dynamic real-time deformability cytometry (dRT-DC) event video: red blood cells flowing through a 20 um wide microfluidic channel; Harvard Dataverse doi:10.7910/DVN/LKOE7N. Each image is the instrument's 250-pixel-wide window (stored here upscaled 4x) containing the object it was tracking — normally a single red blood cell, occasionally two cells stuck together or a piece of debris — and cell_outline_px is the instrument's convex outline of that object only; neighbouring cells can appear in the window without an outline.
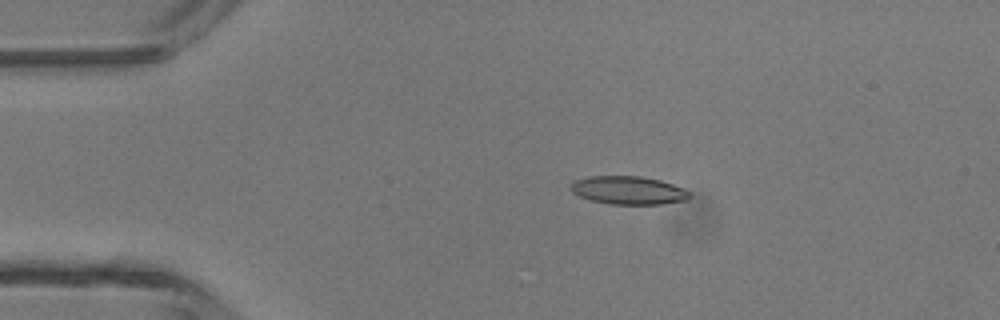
{"species": "common noctule bat (a hibernating species)", "species_latin": "Nyctalus noctula", "temperature_condition": "room temperature", "stored_images_in_passage": 46, "camera_frame_rate_fps": 3000, "um_per_image_px": 0.085, "animal": {"sex": "male", "body_mass_g": 13.3}, "frame": {"image": 1, "passage_image": 9, "time_ms": 2.667, "image_size_px": [1000, 320], "cell_outline_px": [[692, 196], [688, 200], [660, 204], [608, 204], [592, 200], [580, 196], [572, 192], [568, 188], [568, 184], [572, 180], [588, 176], [640, 176], [660, 180], [684, 188], [692, 192]], "centroid_in_image_um": [53.4, 16.17], "position_along_channel_um": 31.6, "area_um2": 19.88}}
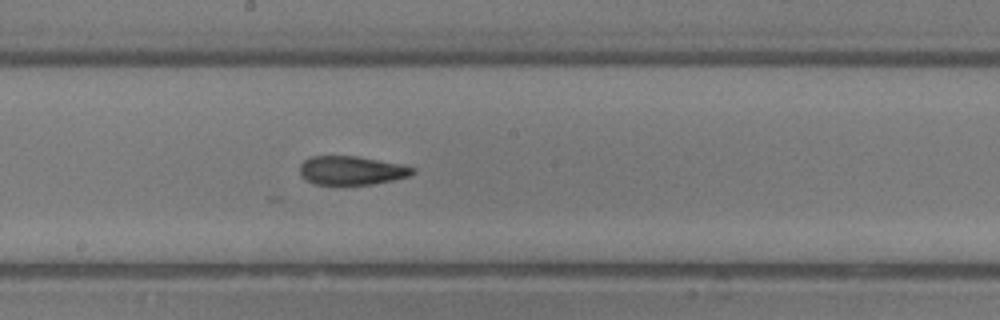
{"frame": {"image": 2, "passage_image": 25, "time_ms": 8.0, "image_size_px": [1000, 320], "cell_outline_px": [[416, 172], [412, 176], [372, 184], [316, 184], [300, 176], [300, 164], [308, 156], [356, 156], [404, 164], [416, 168]], "centroid_in_image_um": [29.93, 14.47], "position_along_channel_um": 218.3, "area_um2": 19.07}}
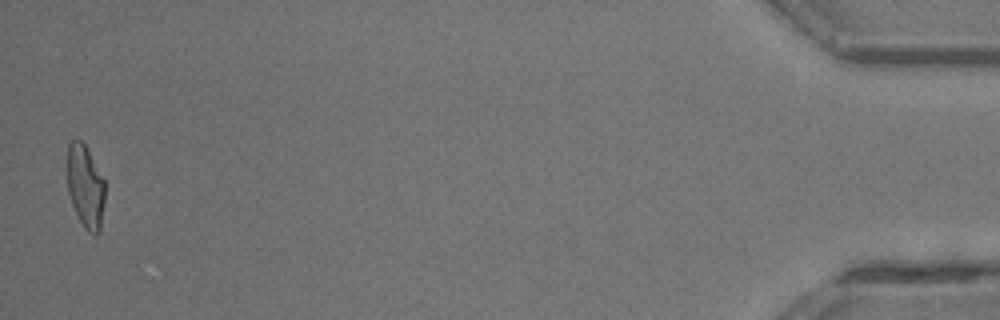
{"frame": {"image": 3, "passage_image": 46, "time_ms": 15.0, "image_size_px": [1000, 320], "cell_outline_px": [[104, 204], [100, 232], [96, 236], [88, 232], [84, 228], [72, 204], [68, 192], [68, 144], [76, 136], [84, 144], [104, 180]], "centroid_in_image_um": [7.26, 15.88], "position_along_channel_um": 427.9, "area_um2": 18.09}, "authors_computed_cell_mechanics": {"area_um2": 19.3052, "velocity_mm_per_s": 4.3859, "shape_relaxation_time_tau1_ms": 9.8121, "shape_relaxation_time_tau2_ms": 2.6085, "deformation_change_tau1": 0.2944, "deformation_change_tau2": 0.1246}}